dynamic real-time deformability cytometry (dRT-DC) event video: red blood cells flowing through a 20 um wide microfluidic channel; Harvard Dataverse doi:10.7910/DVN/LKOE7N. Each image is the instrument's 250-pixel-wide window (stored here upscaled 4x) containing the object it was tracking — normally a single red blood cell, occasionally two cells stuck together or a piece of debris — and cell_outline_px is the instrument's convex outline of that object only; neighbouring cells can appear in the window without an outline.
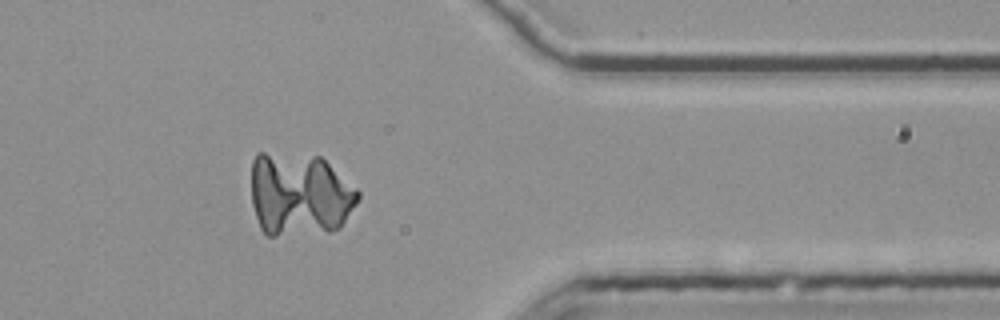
{"species": "common noctule bat (a hibernating species)", "species_latin": "Nyctalus noctula", "temperature_condition": "room temperature", "stored_images_in_passage": 53, "segment_of_instrument_passage": [3, 3], "camera_frame_rate_fps": 3000, "um_per_image_px": 0.085, "animal": {"sex": "female", "body_mass_g": 25.1}, "frame": {"image": 1, "passage_image": 43, "time_ms": 14.0, "image_size_px": [1000, 320], "cell_outline_px": [[360, 196], [356, 204], [340, 228], [332, 232], [276, 236], [268, 236], [260, 228], [256, 216], [252, 200], [252, 160], [256, 152], [264, 152], [320, 156], [356, 188], [360, 192]], "centroid_in_image_um": [25.46, 16.54], "position_along_channel_um": 385.9, "area_um2": 52.37}}
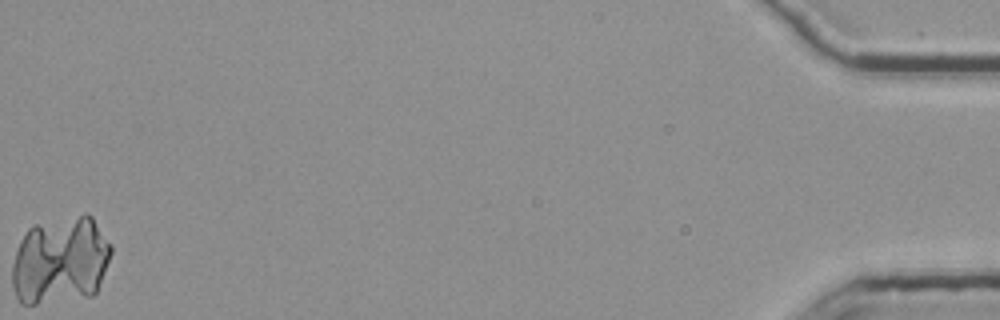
{"frame": {"image": 2, "passage_image": 53, "time_ms": 17.333, "image_size_px": [1000, 320], "cell_outline_px": [[112, 252], [96, 292], [92, 296], [36, 304], [20, 304], [12, 288], [12, 264], [20, 240], [28, 228], [32, 224], [84, 212], [88, 212], [92, 216], [112, 244]], "centroid_in_image_um": [5.13, 22.1], "position_along_channel_um": 430.1, "area_um2": 51.5}}